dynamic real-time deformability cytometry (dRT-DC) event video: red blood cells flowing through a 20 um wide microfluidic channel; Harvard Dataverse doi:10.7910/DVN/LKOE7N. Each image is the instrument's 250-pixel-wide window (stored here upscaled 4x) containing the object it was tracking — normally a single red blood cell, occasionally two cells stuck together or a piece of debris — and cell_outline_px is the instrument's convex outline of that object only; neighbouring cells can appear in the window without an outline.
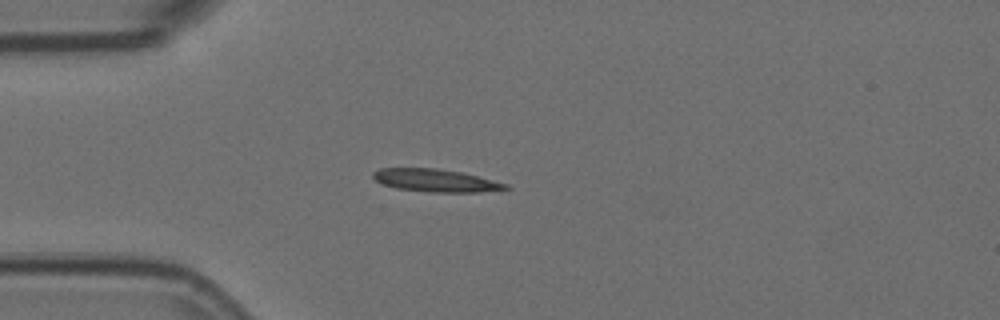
{"species": "Egyptian fruit bat (a non-hibernating species)", "species_latin": "Rousettus aegyptiacus", "temperature_condition": "room temperature", "stored_images_in_passage": 3, "camera_frame_rate_fps": 3000, "um_per_image_px": 0.085, "animal": {"sex": "female"}, "frame": {"image": 1, "passage_image": 3, "time_ms": 0.667, "image_size_px": [1000, 320], "cell_outline_px": [[512, 188], [480, 192], [428, 192], [396, 188], [384, 184], [376, 180], [372, 176], [372, 172], [380, 168], [436, 168], [460, 172], [508, 184]], "centroid_in_image_um": [37.02, 15.34], "position_along_channel_um": 48.0, "area_um2": 17.4}}